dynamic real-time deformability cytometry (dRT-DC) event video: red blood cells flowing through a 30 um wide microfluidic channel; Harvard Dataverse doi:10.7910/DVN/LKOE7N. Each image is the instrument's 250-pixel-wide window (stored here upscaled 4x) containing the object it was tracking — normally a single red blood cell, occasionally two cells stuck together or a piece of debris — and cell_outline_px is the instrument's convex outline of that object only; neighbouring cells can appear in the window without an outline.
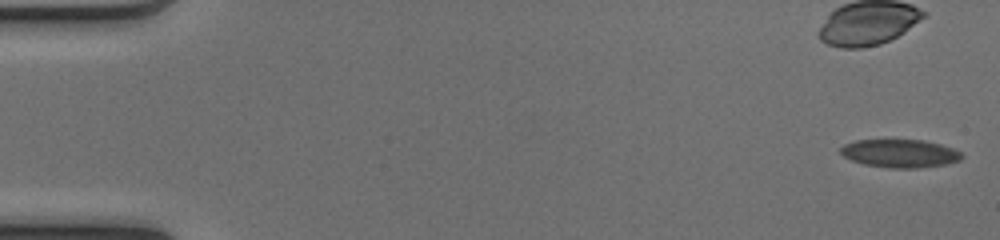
{"species": "common noctule bat (a hibernating species)", "species_latin": "Nyctalus noctula", "temperature_condition": "cold", "stored_images_in_passage": 12, "camera_frame_rate_fps": 3000, "um_per_image_px": 0.085, "animal": {"sex": "female", "body_mass_g": 17.0, "forearm_length_mm": 48.0}, "frame": {"image": 1, "passage_image": 1, "time_ms": 0.0, "image_size_px": [1000, 240], "cell_outline_px": [[964, 156], [960, 160], [944, 164], [916, 168], [892, 168], [864, 164], [852, 160], [844, 156], [840, 152], [840, 148], [844, 144], [856, 140], [924, 140], [940, 144], [952, 148], [960, 152]], "centroid_in_image_um": [76.49, 13.03], "position_along_channel_um": 8.5, "area_um2": 19.71}}